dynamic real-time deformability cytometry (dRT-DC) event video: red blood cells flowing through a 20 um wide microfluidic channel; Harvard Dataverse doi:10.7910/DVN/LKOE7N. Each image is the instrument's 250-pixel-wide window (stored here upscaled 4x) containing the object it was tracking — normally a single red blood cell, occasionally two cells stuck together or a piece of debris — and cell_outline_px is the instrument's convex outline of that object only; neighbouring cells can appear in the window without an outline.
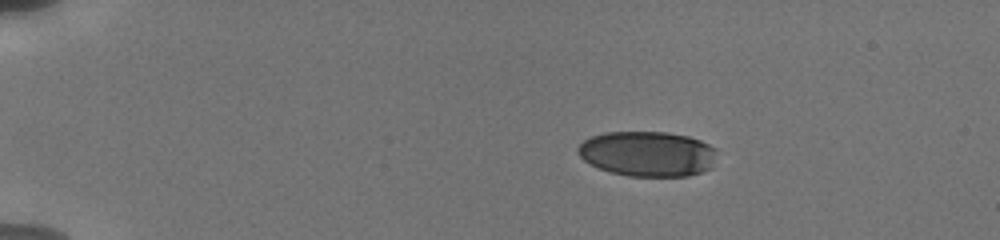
{"species": "human", "species_latin": "Homo sapiens", "temperature_condition": "cold", "stored_images_in_passage": 20, "camera_frame_rate_fps": 3000, "um_per_image_px": 0.085, "donor": {"sex": "male"}, "frame": {"image": 1, "passage_image": 1, "time_ms": 0.0, "image_size_px": [1000, 240], "cell_outline_px": [[716, 152], [712, 168], [688, 176], [628, 176], [612, 172], [600, 168], [584, 160], [580, 156], [576, 148], [584, 140], [592, 136], [604, 132], [668, 132], [688, 136], [700, 140], [716, 148]], "centroid_in_image_um": [55.06, 13.06], "position_along_channel_um": 29.9, "area_um2": 36.59}}
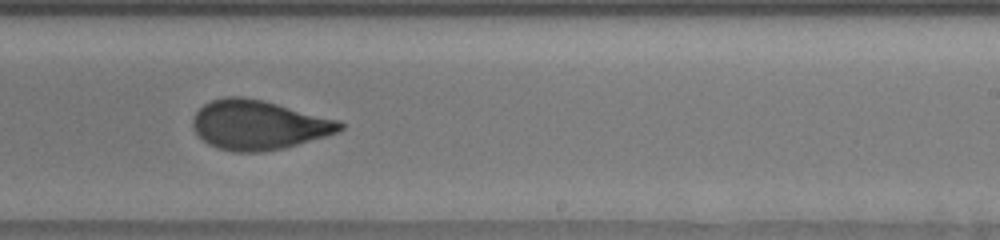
{"frame": {"image": 2, "passage_image": 18, "time_ms": 8.667, "image_size_px": [1000, 240], "cell_outline_px": [[344, 128], [336, 132], [324, 136], [284, 148], [264, 152], [236, 152], [216, 148], [208, 144], [192, 128], [192, 120], [196, 112], [204, 104], [212, 100], [224, 96], [244, 96], [264, 100], [340, 120], [344, 124]], "centroid_in_image_um": [21.96, 10.61], "position_along_channel_um": 267.0, "area_um2": 42.48}}
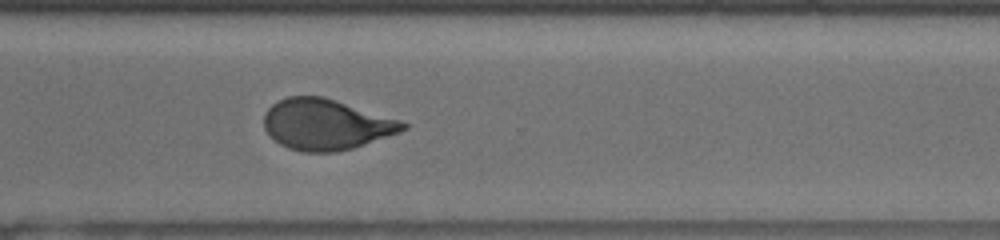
{"frame": {"image": 3, "passage_image": 20, "time_ms": 10.667, "image_size_px": [1000, 240], "cell_outline_px": [[408, 128], [400, 132], [352, 148], [336, 152], [304, 152], [288, 148], [280, 144], [264, 128], [264, 112], [272, 104], [288, 96], [324, 96], [400, 120], [408, 124]], "centroid_in_image_um": [27.71, 10.57], "position_along_channel_um": 342.9, "area_um2": 40.92}}